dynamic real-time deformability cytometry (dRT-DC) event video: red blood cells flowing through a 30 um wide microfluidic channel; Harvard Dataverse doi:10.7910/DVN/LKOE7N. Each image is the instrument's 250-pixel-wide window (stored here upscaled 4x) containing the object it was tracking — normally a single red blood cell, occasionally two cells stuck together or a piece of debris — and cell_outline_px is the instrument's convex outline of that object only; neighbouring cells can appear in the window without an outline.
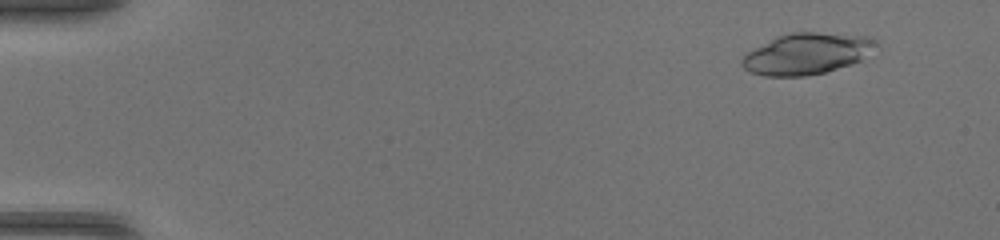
{"species": "common noctule bat (a hibernating species)", "species_latin": "Nyctalus noctula", "temperature_condition": "warm", "stored_images_in_passage": 50, "camera_frame_rate_fps": 3000, "um_per_image_px": 0.085, "animal": {"sex": "female", "body_mass_g": 17.0, "forearm_length_mm": 48.0}, "frame": {"image": 1, "passage_image": 5, "time_ms": 1.333, "image_size_px": [1000, 240], "cell_outline_px": [[880, 44], [860, 60], [852, 64], [824, 72], [804, 76], [764, 76], [752, 72], [744, 68], [740, 64], [740, 60], [748, 52], [776, 36], [792, 32], [816, 32], [868, 36], [876, 40]], "centroid_in_image_um": [68.59, 4.56], "position_along_channel_um": 16.4, "area_um2": 32.08}}